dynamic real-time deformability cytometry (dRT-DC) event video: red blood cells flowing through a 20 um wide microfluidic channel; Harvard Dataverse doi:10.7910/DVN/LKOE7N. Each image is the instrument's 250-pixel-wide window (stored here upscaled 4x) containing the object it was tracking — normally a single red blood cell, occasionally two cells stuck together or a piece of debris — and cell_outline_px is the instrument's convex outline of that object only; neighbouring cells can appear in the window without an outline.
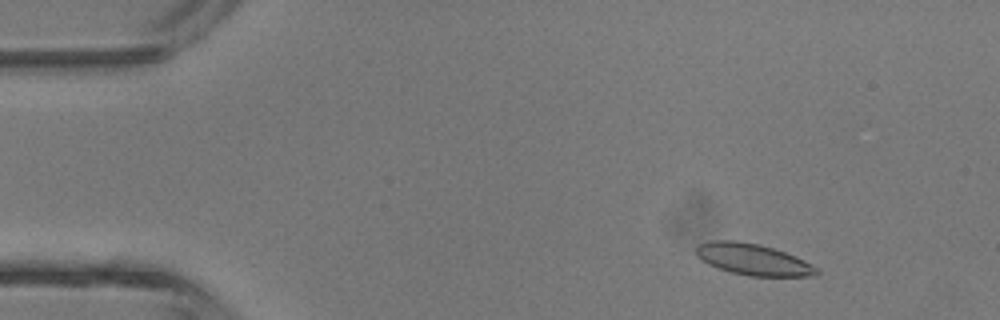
{"species": "common noctule bat (a hibernating species)", "species_latin": "Nyctalus noctula", "temperature_condition": "room temperature", "stored_images_in_passage": 4, "camera_frame_rate_fps": 3000, "um_per_image_px": 0.085, "animal": {"sex": "male", "body_mass_g": 13.3}, "frame": {"image": 1, "passage_image": 2, "time_ms": 1.0, "image_size_px": [1000, 320], "cell_outline_px": [[820, 272], [816, 276], [748, 276], [732, 272], [708, 264], [700, 260], [696, 256], [696, 248], [700, 244], [712, 240], [736, 240], [760, 244], [796, 256], [812, 264]], "centroid_in_image_um": [64.01, 22.05], "position_along_channel_um": 21.0, "area_um2": 22.02}}